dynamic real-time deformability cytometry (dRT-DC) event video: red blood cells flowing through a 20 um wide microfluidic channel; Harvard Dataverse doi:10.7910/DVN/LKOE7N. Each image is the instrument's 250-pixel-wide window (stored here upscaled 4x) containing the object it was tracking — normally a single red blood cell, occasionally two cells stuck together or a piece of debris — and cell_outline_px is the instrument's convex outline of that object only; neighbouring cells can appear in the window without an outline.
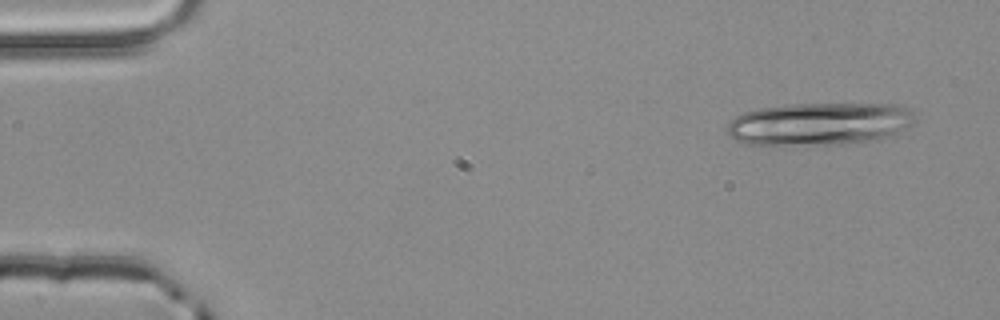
{"species": "common noctule bat (a hibernating species)", "species_latin": "Nyctalus noctula", "temperature_condition": "room temperature", "stored_images_in_passage": 3, "camera_frame_rate_fps": 3000, "um_per_image_px": 0.085, "animal": {"sex": "male", "body_mass_g": 20.4}, "frame": {"image": 1, "passage_image": 1, "time_ms": 0.0, "image_size_px": [1000, 320], "cell_outline_px": [[916, 120], [912, 124], [888, 136], [876, 140], [840, 144], [748, 144], [736, 140], [728, 136], [724, 128], [736, 116], [744, 112], [760, 108], [788, 104], [896, 104], [912, 108]], "centroid_in_image_um": [69.65, 10.51], "position_along_channel_um": 15.4, "area_um2": 46.76}}